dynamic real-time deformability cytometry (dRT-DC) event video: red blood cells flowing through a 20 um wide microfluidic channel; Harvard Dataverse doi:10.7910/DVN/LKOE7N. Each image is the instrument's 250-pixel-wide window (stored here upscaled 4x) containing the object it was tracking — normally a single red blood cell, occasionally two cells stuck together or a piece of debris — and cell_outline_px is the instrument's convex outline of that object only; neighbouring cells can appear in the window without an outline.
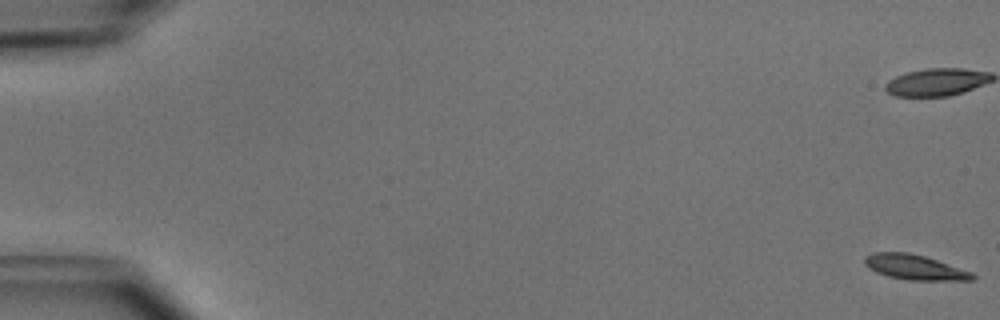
{"species": "common noctule bat (a hibernating species)", "species_latin": "Nyctalus noctula", "temperature_condition": "cold", "stored_images_in_passage": 13, "camera_frame_rate_fps": 3000, "um_per_image_px": 0.085, "animal": {"sex": "male", "body_mass_g": 15.6}, "frame": {"image": 1, "passage_image": 1, "time_ms": 0.0, "image_size_px": [1000, 320], "cell_outline_px": [[976, 276], [972, 280], [908, 280], [888, 276], [876, 272], [868, 268], [864, 264], [864, 256], [872, 252], [908, 252], [924, 256], [972, 272]], "centroid_in_image_um": [77.7, 22.71], "position_along_channel_um": 7.3, "area_um2": 15.66}}